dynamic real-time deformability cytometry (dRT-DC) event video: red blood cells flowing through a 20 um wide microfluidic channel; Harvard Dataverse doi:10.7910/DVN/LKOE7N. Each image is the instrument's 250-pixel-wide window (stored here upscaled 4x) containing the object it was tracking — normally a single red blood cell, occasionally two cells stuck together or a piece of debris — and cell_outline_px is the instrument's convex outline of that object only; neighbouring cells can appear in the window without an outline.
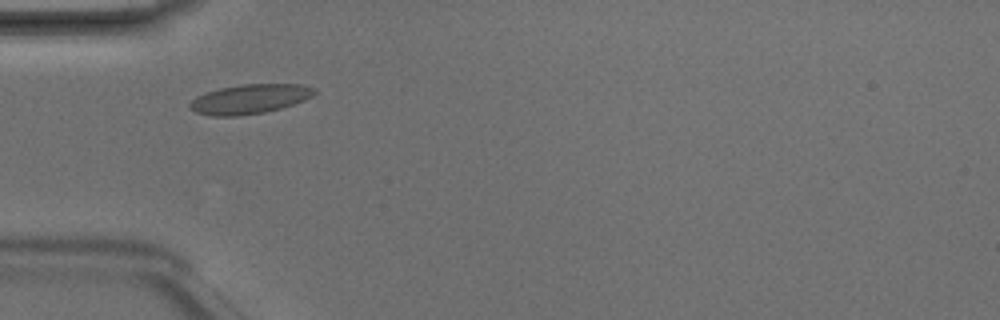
{"species": "Egyptian fruit bat (a non-hibernating species)", "species_latin": "Rousettus aegyptiacus", "temperature_condition": "room temperature", "stored_images_in_passage": 6, "camera_frame_rate_fps": 3000, "um_per_image_px": 0.085, "animal": {"sex": "male"}, "frame": {"image": 1, "passage_image": 2, "time_ms": 0.333, "image_size_px": [1000, 320], "cell_outline_px": [[316, 92], [312, 96], [304, 100], [280, 108], [264, 112], [236, 116], [212, 116], [196, 112], [188, 108], [188, 104], [196, 96], [204, 92], [220, 88], [244, 84], [300, 84], [316, 88]], "centroid_in_image_um": [21.19, 8.41], "position_along_channel_um": 63.8, "area_um2": 21.39}}
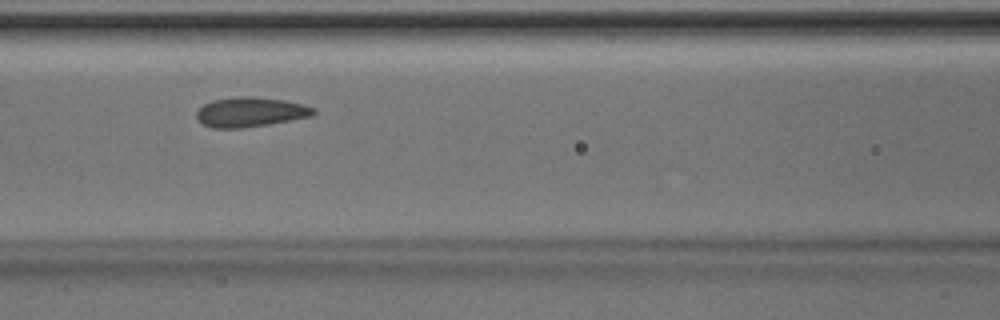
{"frame": {"image": 2, "passage_image": 4, "time_ms": 1.0, "image_size_px": [1000, 320], "cell_outline_px": [[316, 112], [312, 116], [268, 124], [240, 128], [212, 128], [200, 124], [196, 120], [196, 112], [204, 104], [212, 100], [236, 96], [252, 96], [284, 100], [304, 104], [316, 108]], "centroid_in_image_um": [21.25, 9.52], "position_along_channel_um": 145.3, "area_um2": 20.46}}
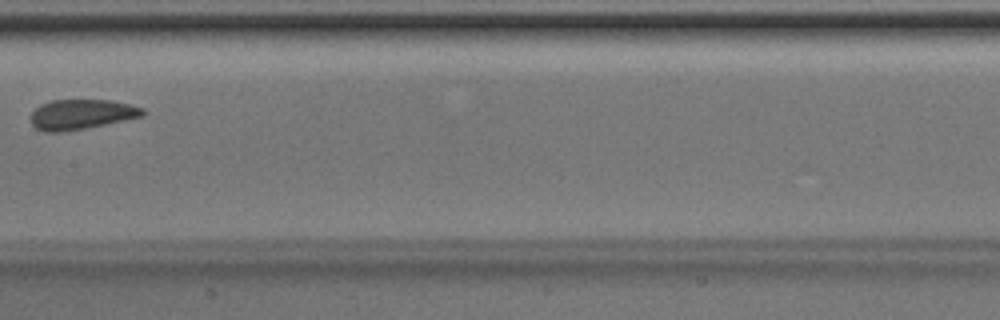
{"frame": {"image": 3, "passage_image": 5, "time_ms": 1.333, "image_size_px": [1000, 320], "cell_outline_px": [[144, 112], [140, 116], [124, 120], [64, 132], [44, 132], [36, 128], [28, 120], [32, 112], [40, 104], [52, 100], [108, 100], [128, 104], [144, 108]], "centroid_in_image_um": [6.83, 9.72], "position_along_channel_um": 200.6, "area_um2": 19.42}}